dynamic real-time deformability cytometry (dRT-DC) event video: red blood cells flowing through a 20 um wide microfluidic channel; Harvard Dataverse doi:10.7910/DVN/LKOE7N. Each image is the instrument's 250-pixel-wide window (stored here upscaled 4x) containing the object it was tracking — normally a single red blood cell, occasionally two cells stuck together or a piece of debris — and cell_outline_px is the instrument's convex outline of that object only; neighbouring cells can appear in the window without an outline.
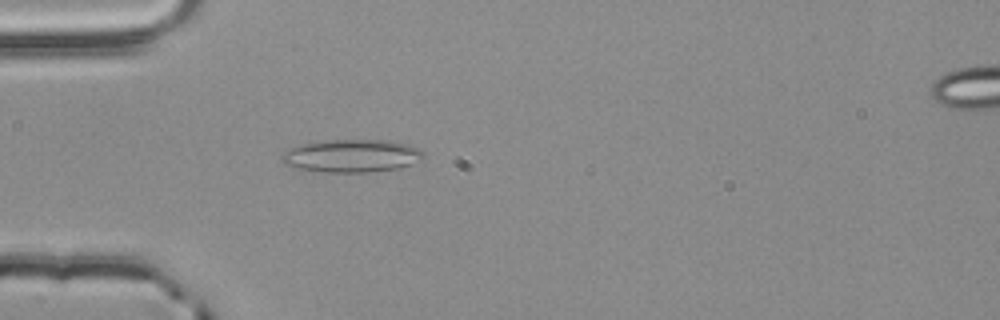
{"species": "common noctule bat (a hibernating species)", "species_latin": "Nyctalus noctula", "temperature_condition": "room temperature", "stored_images_in_passage": 20, "camera_frame_rate_fps": 3000, "um_per_image_px": 0.085, "animal": {"sex": "male", "body_mass_g": 20.4}, "frame": {"image": 1, "passage_image": 8, "time_ms": 2.333, "image_size_px": [1000, 320], "cell_outline_px": [[424, 160], [400, 168], [372, 172], [328, 172], [292, 168], [284, 164], [280, 160], [280, 156], [284, 152], [300, 144], [328, 140], [396, 140], [420, 148], [424, 152]], "centroid_in_image_um": [29.94, 13.25], "position_along_channel_um": 55.1, "area_um2": 27.63}}